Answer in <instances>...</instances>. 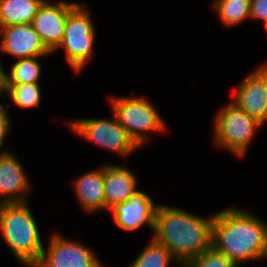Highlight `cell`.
Wrapping results in <instances>:
<instances>
[{
  "label": "cell",
  "instance_id": "1",
  "mask_svg": "<svg viewBox=\"0 0 267 267\" xmlns=\"http://www.w3.org/2000/svg\"><path fill=\"white\" fill-rule=\"evenodd\" d=\"M209 217L196 216L177 207L159 204L152 238L168 248L180 266L212 246V224Z\"/></svg>",
  "mask_w": 267,
  "mask_h": 267
},
{
  "label": "cell",
  "instance_id": "2",
  "mask_svg": "<svg viewBox=\"0 0 267 267\" xmlns=\"http://www.w3.org/2000/svg\"><path fill=\"white\" fill-rule=\"evenodd\" d=\"M212 246L237 266L267 258V224L238 208L221 210L214 214Z\"/></svg>",
  "mask_w": 267,
  "mask_h": 267
},
{
  "label": "cell",
  "instance_id": "3",
  "mask_svg": "<svg viewBox=\"0 0 267 267\" xmlns=\"http://www.w3.org/2000/svg\"><path fill=\"white\" fill-rule=\"evenodd\" d=\"M0 234L15 258L28 267L45 248L27 202L0 204Z\"/></svg>",
  "mask_w": 267,
  "mask_h": 267
},
{
  "label": "cell",
  "instance_id": "4",
  "mask_svg": "<svg viewBox=\"0 0 267 267\" xmlns=\"http://www.w3.org/2000/svg\"><path fill=\"white\" fill-rule=\"evenodd\" d=\"M110 100L113 114L139 148L149 141L146 135L149 132L167 130L164 120L149 99L133 95L112 97Z\"/></svg>",
  "mask_w": 267,
  "mask_h": 267
},
{
  "label": "cell",
  "instance_id": "5",
  "mask_svg": "<svg viewBox=\"0 0 267 267\" xmlns=\"http://www.w3.org/2000/svg\"><path fill=\"white\" fill-rule=\"evenodd\" d=\"M214 124L216 145L238 158L246 154L256 131L263 125L232 102L219 109Z\"/></svg>",
  "mask_w": 267,
  "mask_h": 267
},
{
  "label": "cell",
  "instance_id": "6",
  "mask_svg": "<svg viewBox=\"0 0 267 267\" xmlns=\"http://www.w3.org/2000/svg\"><path fill=\"white\" fill-rule=\"evenodd\" d=\"M91 18L85 5L78 4L68 14L62 43L56 49L65 50L66 61L76 73H80L93 56L96 28Z\"/></svg>",
  "mask_w": 267,
  "mask_h": 267
},
{
  "label": "cell",
  "instance_id": "7",
  "mask_svg": "<svg viewBox=\"0 0 267 267\" xmlns=\"http://www.w3.org/2000/svg\"><path fill=\"white\" fill-rule=\"evenodd\" d=\"M111 118H81L71 120L67 123L72 132L87 141L96 143L97 145L106 148L112 152L127 157L135 152L139 147L129 137L127 131L118 122L115 115L112 113Z\"/></svg>",
  "mask_w": 267,
  "mask_h": 267
},
{
  "label": "cell",
  "instance_id": "8",
  "mask_svg": "<svg viewBox=\"0 0 267 267\" xmlns=\"http://www.w3.org/2000/svg\"><path fill=\"white\" fill-rule=\"evenodd\" d=\"M32 267H103L94 251L56 233Z\"/></svg>",
  "mask_w": 267,
  "mask_h": 267
},
{
  "label": "cell",
  "instance_id": "9",
  "mask_svg": "<svg viewBox=\"0 0 267 267\" xmlns=\"http://www.w3.org/2000/svg\"><path fill=\"white\" fill-rule=\"evenodd\" d=\"M78 4L76 2L68 3L64 0L58 3H50L45 0L32 20L33 29L52 54L62 43L68 14Z\"/></svg>",
  "mask_w": 267,
  "mask_h": 267
},
{
  "label": "cell",
  "instance_id": "10",
  "mask_svg": "<svg viewBox=\"0 0 267 267\" xmlns=\"http://www.w3.org/2000/svg\"><path fill=\"white\" fill-rule=\"evenodd\" d=\"M236 88L232 103L264 124L267 120V63L246 75Z\"/></svg>",
  "mask_w": 267,
  "mask_h": 267
},
{
  "label": "cell",
  "instance_id": "11",
  "mask_svg": "<svg viewBox=\"0 0 267 267\" xmlns=\"http://www.w3.org/2000/svg\"><path fill=\"white\" fill-rule=\"evenodd\" d=\"M159 204L142 191H136L125 202L110 209L114 222L125 231H135L145 224L154 230L155 216Z\"/></svg>",
  "mask_w": 267,
  "mask_h": 267
},
{
  "label": "cell",
  "instance_id": "12",
  "mask_svg": "<svg viewBox=\"0 0 267 267\" xmlns=\"http://www.w3.org/2000/svg\"><path fill=\"white\" fill-rule=\"evenodd\" d=\"M0 53L19 59L44 57L52 54L42 43L31 24H17L0 27Z\"/></svg>",
  "mask_w": 267,
  "mask_h": 267
},
{
  "label": "cell",
  "instance_id": "13",
  "mask_svg": "<svg viewBox=\"0 0 267 267\" xmlns=\"http://www.w3.org/2000/svg\"><path fill=\"white\" fill-rule=\"evenodd\" d=\"M22 166L11 152L0 155V204L28 202L31 183Z\"/></svg>",
  "mask_w": 267,
  "mask_h": 267
},
{
  "label": "cell",
  "instance_id": "14",
  "mask_svg": "<svg viewBox=\"0 0 267 267\" xmlns=\"http://www.w3.org/2000/svg\"><path fill=\"white\" fill-rule=\"evenodd\" d=\"M137 177L131 170L121 165L103 166V188L105 210L125 202L137 190Z\"/></svg>",
  "mask_w": 267,
  "mask_h": 267
},
{
  "label": "cell",
  "instance_id": "15",
  "mask_svg": "<svg viewBox=\"0 0 267 267\" xmlns=\"http://www.w3.org/2000/svg\"><path fill=\"white\" fill-rule=\"evenodd\" d=\"M73 183L76 197L86 212L105 210L103 167L82 174Z\"/></svg>",
  "mask_w": 267,
  "mask_h": 267
},
{
  "label": "cell",
  "instance_id": "16",
  "mask_svg": "<svg viewBox=\"0 0 267 267\" xmlns=\"http://www.w3.org/2000/svg\"><path fill=\"white\" fill-rule=\"evenodd\" d=\"M45 0H0V27L31 24Z\"/></svg>",
  "mask_w": 267,
  "mask_h": 267
},
{
  "label": "cell",
  "instance_id": "17",
  "mask_svg": "<svg viewBox=\"0 0 267 267\" xmlns=\"http://www.w3.org/2000/svg\"><path fill=\"white\" fill-rule=\"evenodd\" d=\"M150 239L130 267H169L174 261L178 263L166 246Z\"/></svg>",
  "mask_w": 267,
  "mask_h": 267
},
{
  "label": "cell",
  "instance_id": "18",
  "mask_svg": "<svg viewBox=\"0 0 267 267\" xmlns=\"http://www.w3.org/2000/svg\"><path fill=\"white\" fill-rule=\"evenodd\" d=\"M213 7L225 26H237L250 19V0H215Z\"/></svg>",
  "mask_w": 267,
  "mask_h": 267
},
{
  "label": "cell",
  "instance_id": "19",
  "mask_svg": "<svg viewBox=\"0 0 267 267\" xmlns=\"http://www.w3.org/2000/svg\"><path fill=\"white\" fill-rule=\"evenodd\" d=\"M41 57L18 59L11 66L10 73H6L7 84L39 83L41 64L37 60Z\"/></svg>",
  "mask_w": 267,
  "mask_h": 267
},
{
  "label": "cell",
  "instance_id": "20",
  "mask_svg": "<svg viewBox=\"0 0 267 267\" xmlns=\"http://www.w3.org/2000/svg\"><path fill=\"white\" fill-rule=\"evenodd\" d=\"M6 93L17 107L29 109L40 106L39 83L7 84Z\"/></svg>",
  "mask_w": 267,
  "mask_h": 267
},
{
  "label": "cell",
  "instance_id": "21",
  "mask_svg": "<svg viewBox=\"0 0 267 267\" xmlns=\"http://www.w3.org/2000/svg\"><path fill=\"white\" fill-rule=\"evenodd\" d=\"M182 267H238L225 254L217 251L213 246L205 252L187 261Z\"/></svg>",
  "mask_w": 267,
  "mask_h": 267
},
{
  "label": "cell",
  "instance_id": "22",
  "mask_svg": "<svg viewBox=\"0 0 267 267\" xmlns=\"http://www.w3.org/2000/svg\"><path fill=\"white\" fill-rule=\"evenodd\" d=\"M250 18L267 24V0H250Z\"/></svg>",
  "mask_w": 267,
  "mask_h": 267
},
{
  "label": "cell",
  "instance_id": "23",
  "mask_svg": "<svg viewBox=\"0 0 267 267\" xmlns=\"http://www.w3.org/2000/svg\"><path fill=\"white\" fill-rule=\"evenodd\" d=\"M9 109V105H6V107H1L0 108V148L3 146L4 144V139L6 138V136L9 133L10 127H11V123H10V117L8 115V110ZM8 150H3L2 152H0V155L7 153Z\"/></svg>",
  "mask_w": 267,
  "mask_h": 267
},
{
  "label": "cell",
  "instance_id": "24",
  "mask_svg": "<svg viewBox=\"0 0 267 267\" xmlns=\"http://www.w3.org/2000/svg\"><path fill=\"white\" fill-rule=\"evenodd\" d=\"M2 92H7V82H6V74L5 71H3L0 74V96L2 95ZM4 107L3 104H0V108Z\"/></svg>",
  "mask_w": 267,
  "mask_h": 267
},
{
  "label": "cell",
  "instance_id": "25",
  "mask_svg": "<svg viewBox=\"0 0 267 267\" xmlns=\"http://www.w3.org/2000/svg\"><path fill=\"white\" fill-rule=\"evenodd\" d=\"M1 61V60H0ZM4 71L3 67L0 64V74Z\"/></svg>",
  "mask_w": 267,
  "mask_h": 267
}]
</instances>
